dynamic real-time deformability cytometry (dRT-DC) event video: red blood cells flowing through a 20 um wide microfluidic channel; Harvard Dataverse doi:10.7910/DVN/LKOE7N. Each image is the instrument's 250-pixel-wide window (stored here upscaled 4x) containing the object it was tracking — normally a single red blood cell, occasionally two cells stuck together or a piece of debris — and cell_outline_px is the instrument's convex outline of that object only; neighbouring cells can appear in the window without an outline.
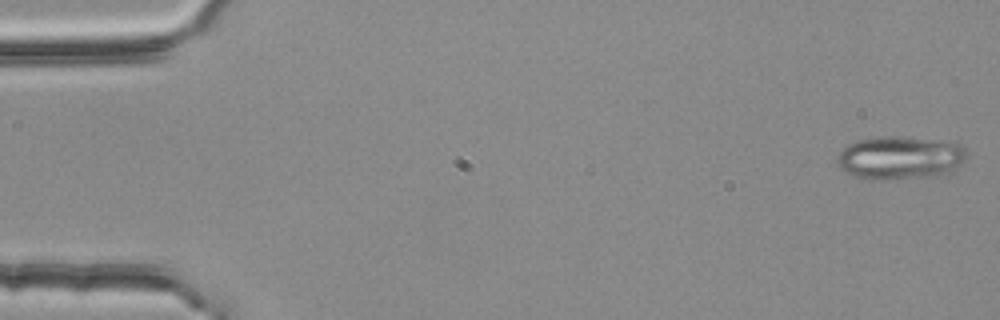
{"species": "common noctule bat (a hibernating species)", "species_latin": "Nyctalus noctula", "temperature_condition": "room temperature", "stored_images_in_passage": 54, "camera_frame_rate_fps": 3000, "um_per_image_px": 0.085, "animal": {"sex": "female", "body_mass_g": 25.1}, "frame": {"image": 1, "passage_image": 1, "time_ms": 0.0, "image_size_px": [1000, 320], "cell_outline_px": [[968, 152], [964, 160], [952, 172], [936, 176], [896, 180], [868, 180], [844, 172], [840, 168], [836, 160], [840, 152], [848, 144], [856, 140], [880, 136], [892, 136], [960, 144]], "centroid_in_image_um": [76.47, 13.45], "position_along_channel_um": 8.5, "area_um2": 32.71}}
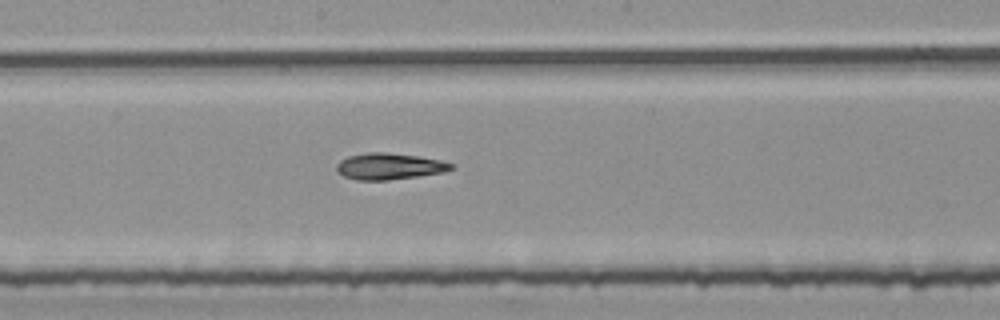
{"frame": {"image": 2, "passage_image": 29, "time_ms": 9.333, "image_size_px": [1000, 320], "cell_outline_px": [[456, 168], [444, 172], [388, 180], [356, 180], [344, 176], [336, 172], [336, 164], [340, 160], [348, 156], [368, 152], [384, 152], [420, 156], [440, 160], [452, 164]], "centroid_in_image_um": [33.07, 14.13], "position_along_channel_um": 215.1, "area_um2": 17.69}}
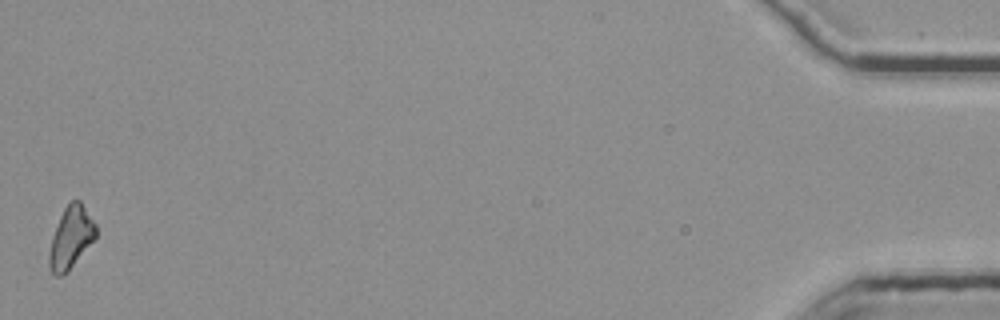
{"frame": {"image": 3, "passage_image": 54, "time_ms": 17.667, "image_size_px": [1000, 320], "cell_outline_px": [[96, 236], [68, 272], [60, 276], [56, 276], [52, 272], [48, 264], [48, 256], [52, 236], [60, 216], [64, 208], [72, 200], [80, 200], [96, 224]], "centroid_in_image_um": [6.01, 20.2], "position_along_channel_um": 429.2, "area_um2": 16.7}}